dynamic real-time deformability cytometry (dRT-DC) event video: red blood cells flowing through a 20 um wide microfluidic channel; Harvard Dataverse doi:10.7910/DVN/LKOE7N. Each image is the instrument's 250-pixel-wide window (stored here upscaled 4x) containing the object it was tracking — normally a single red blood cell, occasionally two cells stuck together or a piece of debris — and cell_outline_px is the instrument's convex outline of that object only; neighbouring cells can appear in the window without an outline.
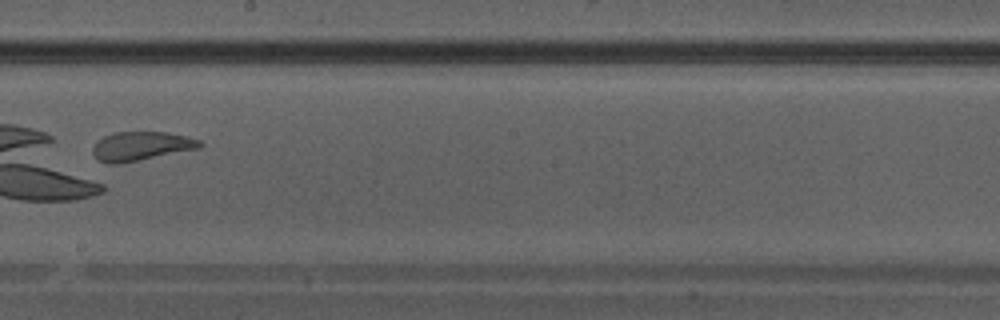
{"species": "Egyptian fruit bat (a non-hibernating species)", "species_latin": "Rousettus aegyptiacus", "temperature_condition": "warm", "stored_images_in_passage": 25, "camera_frame_rate_fps": 3000, "um_per_image_px": 0.085, "animal": {"sex": "male"}, "frame": {"image": 1, "passage_image": 11, "time_ms": 3.333, "image_size_px": [1000, 320], "cell_outline_px": [[204, 144], [200, 148], [120, 164], [108, 164], [96, 160], [92, 152], [92, 148], [96, 140], [112, 132], [168, 132], [200, 140]], "centroid_in_image_um": [11.94, 12.43], "position_along_channel_um": 236.3, "area_um2": 18.32}}